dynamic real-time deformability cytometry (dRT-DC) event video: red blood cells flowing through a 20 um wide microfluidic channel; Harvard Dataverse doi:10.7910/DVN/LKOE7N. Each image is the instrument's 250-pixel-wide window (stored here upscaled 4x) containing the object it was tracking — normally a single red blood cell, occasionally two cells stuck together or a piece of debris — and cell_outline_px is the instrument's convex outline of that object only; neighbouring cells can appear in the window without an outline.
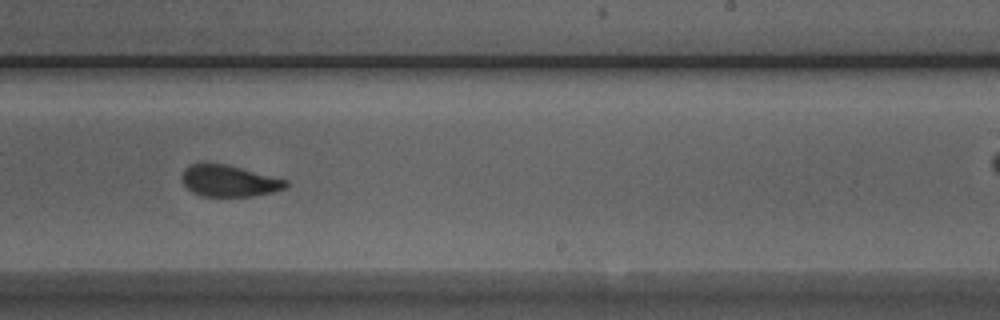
{"species": "Egyptian fruit bat (a non-hibernating species)", "species_latin": "Rousettus aegyptiacus", "temperature_condition": "room temperature", "stored_images_in_passage": 51, "camera_frame_rate_fps": 3000, "um_per_image_px": 0.085, "animal": {"sex": "male"}, "frame": {"image": 1, "passage_image": 30, "time_ms": 9.667, "image_size_px": [1000, 320], "cell_outline_px": [[288, 184], [284, 188], [272, 192], [252, 196], [200, 196], [192, 192], [184, 184], [180, 176], [184, 168], [200, 160], [224, 164], [288, 180]], "centroid_in_image_um": [19.39, 15.35], "position_along_channel_um": 269.6, "area_um2": 19.25}}
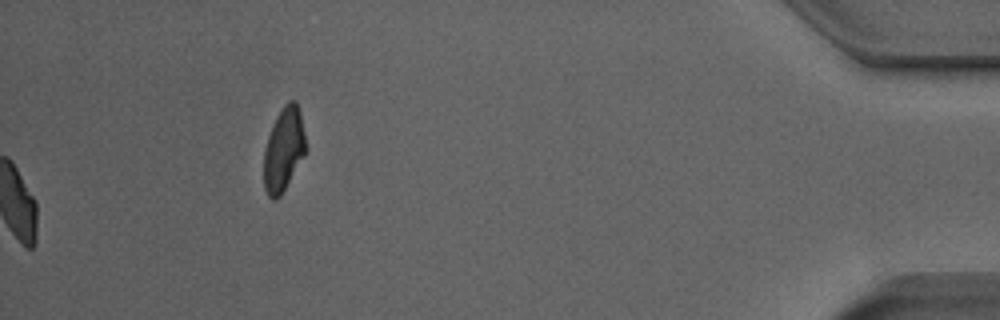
{"frame": {"image": 2, "passage_image": 51, "time_ms": 16.667, "image_size_px": [1000, 320], "cell_outline_px": [[304, 156], [280, 196], [276, 200], [272, 200], [268, 196], [264, 188], [264, 148], [272, 124], [276, 116], [284, 104], [288, 100], [296, 100], [300, 112], [304, 132]], "centroid_in_image_um": [24.08, 12.69], "position_along_channel_um": 411.1, "area_um2": 20.29}, "authors_computed_cell_mechanics": {"area_um2": 19.941, "velocity_mm_per_s": 3.9534, "shape_relaxation_time_tau1_ms": null, "shape_relaxation_time_tau2_ms": 1.325, "deformation_change_tau1": null, "deformation_change_tau2": 0.0727}}